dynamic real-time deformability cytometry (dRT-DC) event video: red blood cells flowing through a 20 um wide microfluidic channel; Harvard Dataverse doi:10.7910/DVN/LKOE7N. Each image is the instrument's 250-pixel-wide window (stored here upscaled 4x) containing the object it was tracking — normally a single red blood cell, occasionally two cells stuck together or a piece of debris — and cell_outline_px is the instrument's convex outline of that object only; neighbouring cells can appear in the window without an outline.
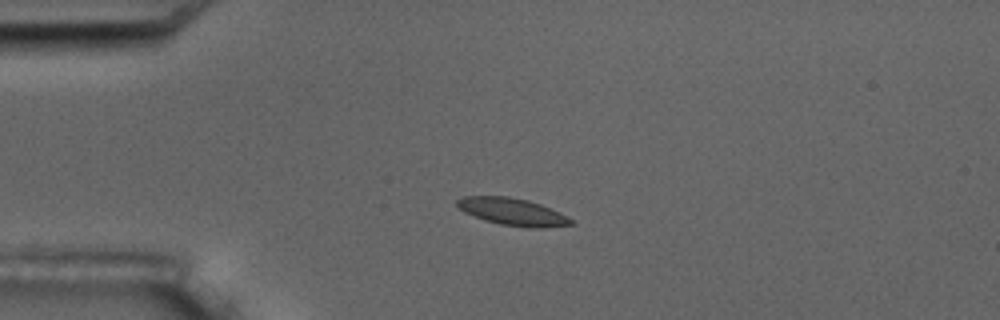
{"species": "common noctule bat (a hibernating species)", "species_latin": "Nyctalus noctula", "temperature_condition": "room temperature", "stored_images_in_passage": 4, "camera_frame_rate_fps": 3000, "um_per_image_px": 0.085, "animal": {"sex": "male", "body_mass_g": 17.5, "forearm_length_mm": 52.3}, "frame": {"image": 1, "passage_image": 3, "time_ms": 2.333, "image_size_px": [1000, 320], "cell_outline_px": [[576, 224], [544, 228], [528, 228], [500, 224], [484, 220], [464, 212], [456, 204], [456, 200], [464, 196], [508, 196], [528, 200], [540, 204], [560, 212], [568, 216]], "centroid_in_image_um": [43.6, 18.01], "position_along_channel_um": 41.4, "area_um2": 18.21}}